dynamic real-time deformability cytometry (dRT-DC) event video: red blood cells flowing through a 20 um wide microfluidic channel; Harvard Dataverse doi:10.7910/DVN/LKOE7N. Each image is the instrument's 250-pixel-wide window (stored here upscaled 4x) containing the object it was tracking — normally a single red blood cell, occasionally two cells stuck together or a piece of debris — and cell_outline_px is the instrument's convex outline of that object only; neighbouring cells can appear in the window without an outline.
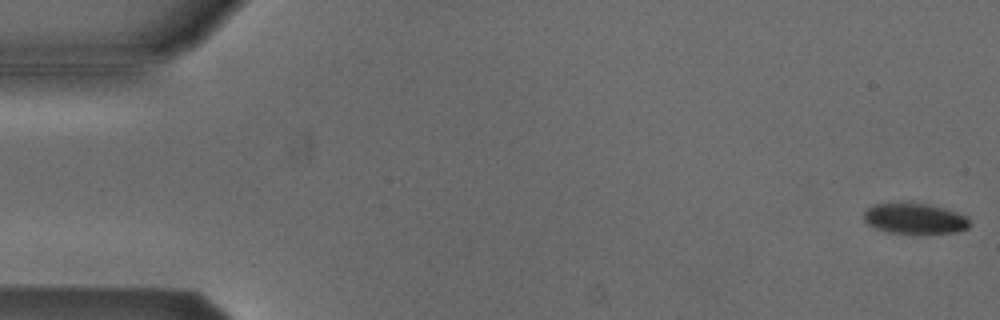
{"species": "Egyptian fruit bat (a non-hibernating species)", "species_latin": "Rousettus aegyptiacus", "temperature_condition": "cold", "stored_images_in_passage": 5, "camera_frame_rate_fps": 3000, "um_per_image_px": 0.085, "animal": {"sex": "male"}, "frame": {"image": 1, "passage_image": 1, "time_ms": 0.0, "image_size_px": [1000, 320], "cell_outline_px": [[972, 224], [968, 228], [960, 232], [888, 232], [876, 228], [868, 224], [864, 220], [864, 212], [872, 204], [928, 204], [944, 208], [968, 216]], "centroid_in_image_um": [77.8, 18.57], "position_along_channel_um": 7.2, "area_um2": 18.44}}
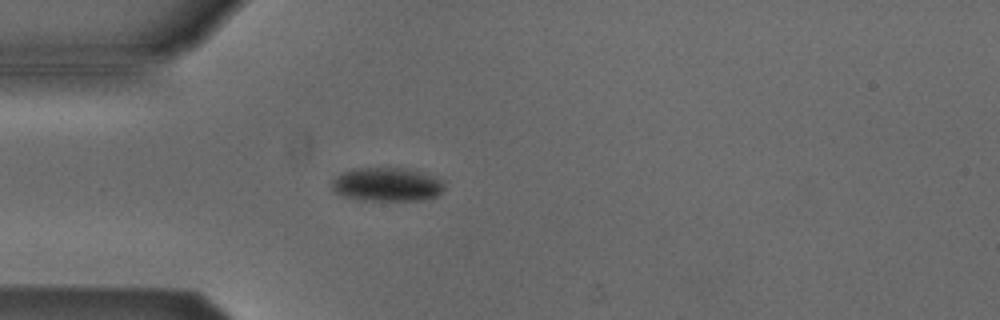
{"frame": {"image": 2, "passage_image": 5, "time_ms": 4.667, "image_size_px": [1000, 320], "cell_outline_px": [[444, 188], [436, 196], [420, 200], [356, 200], [344, 196], [336, 192], [332, 188], [332, 180], [336, 176], [352, 168], [412, 168], [444, 180]], "centroid_in_image_um": [32.9, 15.67], "position_along_channel_um": 52.1, "area_um2": 22.25}}